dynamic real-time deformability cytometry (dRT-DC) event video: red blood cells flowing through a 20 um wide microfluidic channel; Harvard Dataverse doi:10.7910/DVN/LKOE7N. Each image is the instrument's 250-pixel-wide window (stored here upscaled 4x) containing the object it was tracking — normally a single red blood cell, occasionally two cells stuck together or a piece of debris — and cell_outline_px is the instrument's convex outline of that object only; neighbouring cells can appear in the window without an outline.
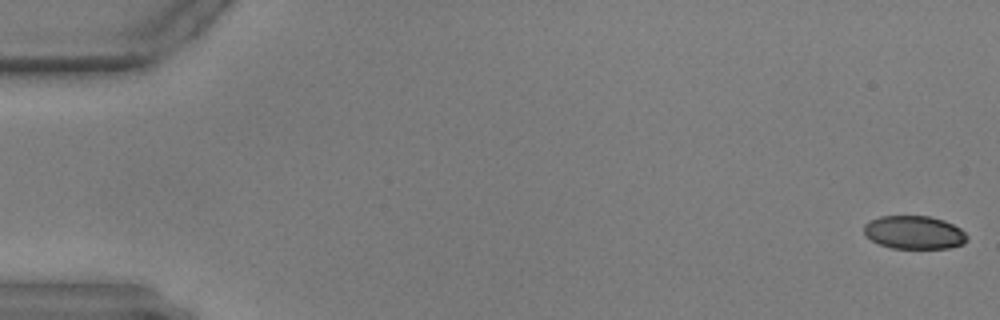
{"species": "common noctule bat (a hibernating species)", "species_latin": "Nyctalus noctula", "temperature_condition": "warm", "stored_images_in_passage": 36, "camera_frame_rate_fps": 3000, "um_per_image_px": 0.085, "animal": {"sex": "male", "body_mass_g": 17.9, "forearm_length_mm": 54.2}, "frame": {"image": 1, "passage_image": 1, "time_ms": 0.0, "image_size_px": [1000, 320], "cell_outline_px": [[968, 240], [964, 244], [948, 248], [892, 248], [880, 244], [864, 236], [864, 224], [868, 220], [880, 216], [928, 216], [944, 220], [960, 228], [968, 236]], "centroid_in_image_um": [77.69, 19.75], "position_along_channel_um": 7.3, "area_um2": 20.11}}
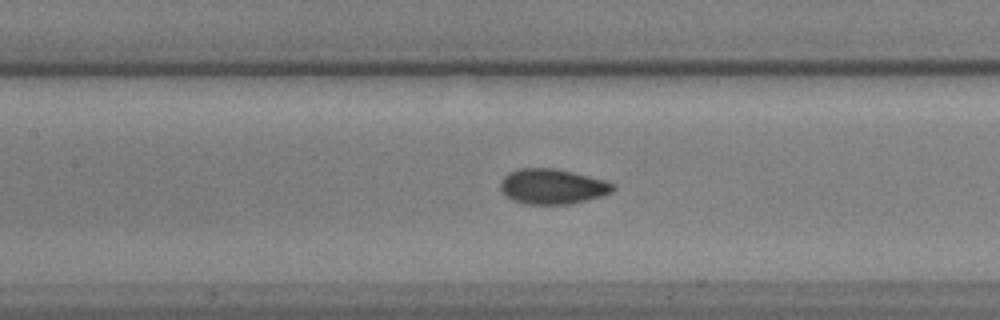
{"frame": {"image": 2, "passage_image": 27, "time_ms": 8.667, "image_size_px": [1000, 320], "cell_outline_px": [[616, 188], [612, 192], [600, 196], [568, 204], [524, 204], [512, 200], [500, 188], [500, 180], [508, 172], [516, 168], [556, 168], [604, 180], [616, 184]], "centroid_in_image_um": [46.93, 15.84], "position_along_channel_um": 160.5, "area_um2": 23.06}}
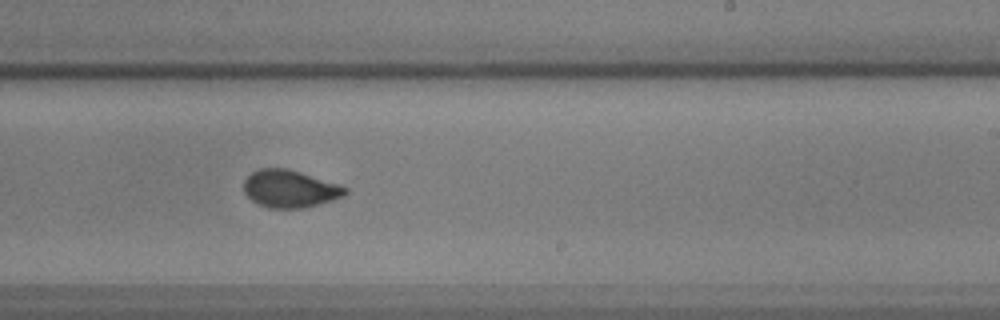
{"frame": {"image": 3, "passage_image": 36, "time_ms": 11.667, "image_size_px": [1000, 320], "cell_outline_px": [[348, 192], [344, 196], [320, 204], [304, 208], [268, 208], [252, 200], [244, 192], [244, 180], [252, 172], [260, 168], [288, 168], [340, 184], [348, 188]], "centroid_in_image_um": [24.67, 16.04], "position_along_channel_um": 264.3, "area_um2": 22.25}}